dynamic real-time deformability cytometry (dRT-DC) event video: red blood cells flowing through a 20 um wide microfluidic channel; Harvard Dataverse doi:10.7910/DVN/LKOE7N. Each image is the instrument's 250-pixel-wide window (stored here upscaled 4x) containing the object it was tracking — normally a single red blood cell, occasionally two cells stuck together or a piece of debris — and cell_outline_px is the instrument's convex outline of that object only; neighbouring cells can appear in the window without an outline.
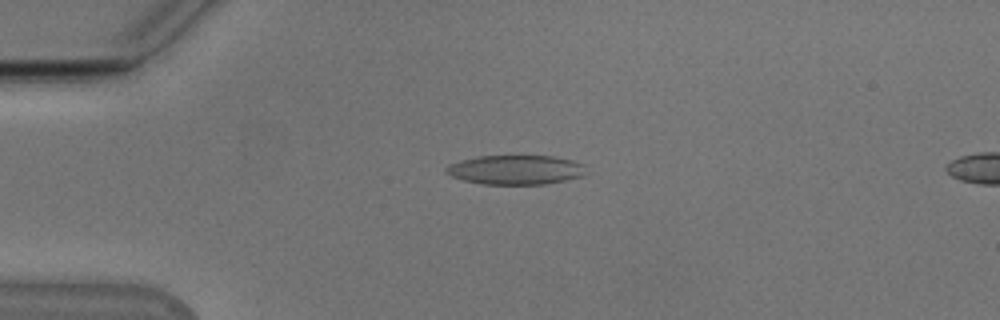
{"species": "Egyptian fruit bat (a non-hibernating species)", "species_latin": "Rousettus aegyptiacus", "temperature_condition": "cold", "stored_images_in_passage": 44, "camera_frame_rate_fps": 3000, "um_per_image_px": 0.085, "animal": {"sex": "male"}, "frame": {"image": 1, "passage_image": 4, "time_ms": 1.0, "image_size_px": [1000, 320], "cell_outline_px": [[584, 172], [580, 176], [564, 180], [544, 184], [480, 184], [464, 180], [452, 176], [444, 172], [444, 168], [448, 164], [460, 160], [476, 156], [552, 156], [572, 160], [584, 164]], "centroid_in_image_um": [43.76, 14.42], "position_along_channel_um": 41.2, "area_um2": 23.87}}
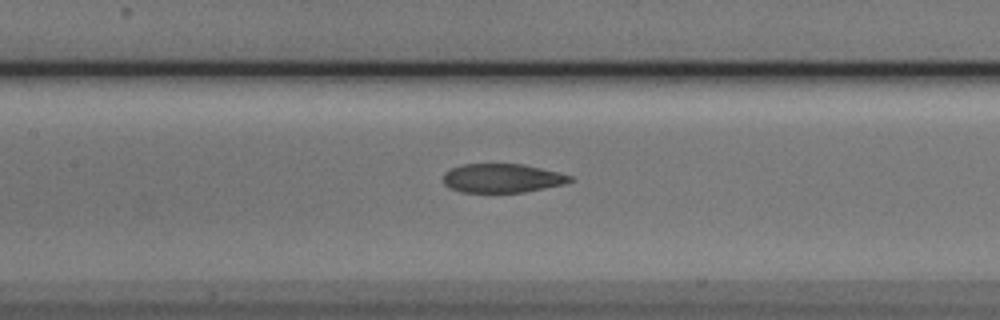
{"frame": {"image": 2, "passage_image": 16, "time_ms": 5.0, "image_size_px": [1000, 320], "cell_outline_px": [[572, 180], [564, 184], [524, 192], [460, 192], [448, 188], [444, 184], [444, 172], [452, 168], [464, 164], [524, 164], [572, 176]], "centroid_in_image_um": [42.64, 15.15], "position_along_channel_um": 164.8, "area_um2": 21.21}}
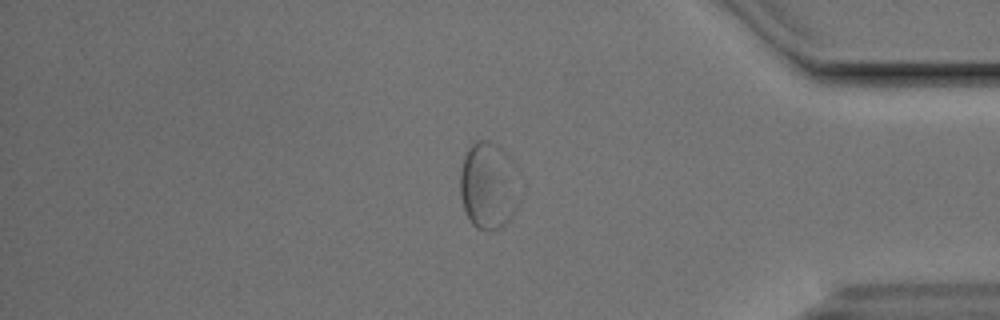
{"frame": {"image": 3, "passage_image": 36, "time_ms": 11.667, "image_size_px": [1000, 320], "cell_outline_px": [[520, 204], [512, 216], [500, 228], [484, 232], [476, 228], [472, 224], [464, 208], [460, 192], [460, 172], [464, 156], [468, 148], [476, 140], [488, 140], [496, 144], [508, 152], [516, 168]], "centroid_in_image_um": [41.54, 15.77], "position_along_channel_um": 393.7, "area_um2": 30.81}, "authors_computed_cell_mechanics": {"area_um2": 23.2645, "velocity_mm_per_s": 3.8066, "shape_relaxation_time_tau1_ms": 10.9584, "shape_relaxation_time_tau2_ms": 1.8293, "deformation_change_tau1": 0.2708, "deformation_change_tau2": 0.0701}}